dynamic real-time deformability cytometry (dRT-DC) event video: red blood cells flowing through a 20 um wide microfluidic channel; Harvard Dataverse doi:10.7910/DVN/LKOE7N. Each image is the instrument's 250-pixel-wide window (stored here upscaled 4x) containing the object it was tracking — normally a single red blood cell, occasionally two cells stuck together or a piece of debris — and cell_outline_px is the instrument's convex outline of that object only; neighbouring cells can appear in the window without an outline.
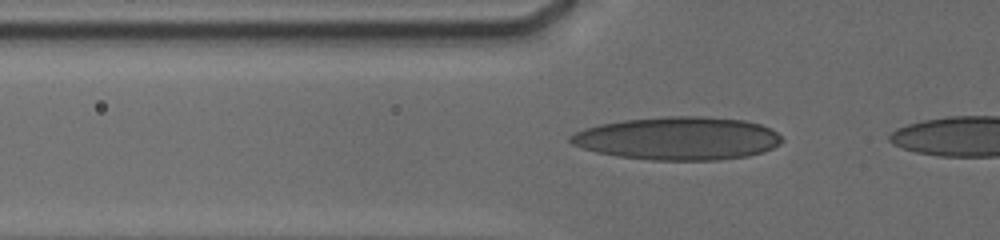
{"species": "human", "species_latin": "Homo sapiens", "temperature_condition": "cold", "stored_images_in_passage": 10, "camera_frame_rate_fps": 3000, "um_per_image_px": 0.085, "donor": {"sex": "male"}, "frame": {"image": 1, "passage_image": 6, "time_ms": 1.0, "image_size_px": [1000, 240], "cell_outline_px": [[784, 140], [780, 144], [764, 152], [748, 156], [720, 160], [652, 160], [616, 156], [596, 152], [572, 144], [568, 140], [568, 136], [584, 128], [600, 124], [624, 120], [668, 116], [700, 116], [744, 120], [760, 124], [776, 132]], "centroid_in_image_um": [57.63, 11.77], "position_along_channel_um": 68.2, "area_um2": 53.12}}